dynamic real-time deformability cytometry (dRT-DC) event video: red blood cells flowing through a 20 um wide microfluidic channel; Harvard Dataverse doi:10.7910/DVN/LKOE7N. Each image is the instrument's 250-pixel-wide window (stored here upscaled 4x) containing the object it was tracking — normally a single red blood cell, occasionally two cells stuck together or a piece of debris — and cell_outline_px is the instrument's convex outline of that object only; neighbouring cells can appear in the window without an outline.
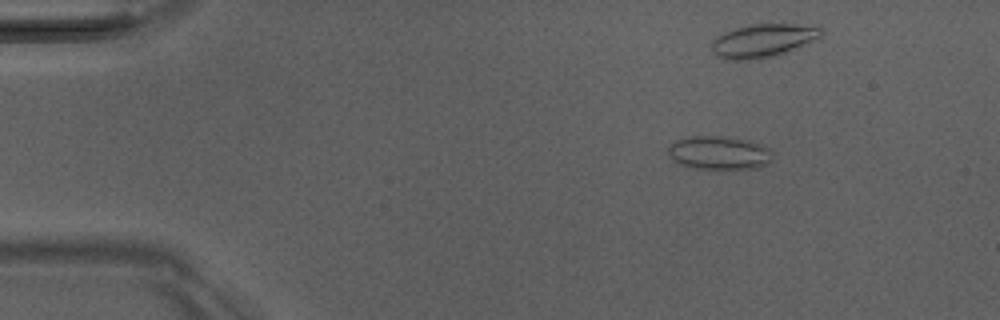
{"species": "Egyptian fruit bat (a non-hibernating species)", "species_latin": "Rousettus aegyptiacus", "temperature_condition": "room temperature", "stored_images_in_passage": 52, "camera_frame_rate_fps": 3000, "um_per_image_px": 0.085, "animal": {"sex": "male"}, "frame": {"image": 1, "passage_image": 8, "time_ms": 2.333, "image_size_px": [1000, 320], "cell_outline_px": [[772, 160], [768, 164], [760, 168], [692, 168], [680, 164], [672, 160], [668, 152], [668, 144], [676, 140], [688, 136], [720, 136], [748, 140], [760, 144], [768, 148], [772, 152]], "centroid_in_image_um": [61.11, 12.98], "position_along_channel_um": 23.9, "area_um2": 20.46}, "authors_computed_cell_mechanics": {"area_um2": 14.9124, "velocity_mm_per_s": 4.0761, "shape_relaxation_time_tau1_ms": null, "shape_relaxation_time_tau2_ms": 2.013, "deformation_change_tau1": null, "deformation_change_tau2": 0.067}}